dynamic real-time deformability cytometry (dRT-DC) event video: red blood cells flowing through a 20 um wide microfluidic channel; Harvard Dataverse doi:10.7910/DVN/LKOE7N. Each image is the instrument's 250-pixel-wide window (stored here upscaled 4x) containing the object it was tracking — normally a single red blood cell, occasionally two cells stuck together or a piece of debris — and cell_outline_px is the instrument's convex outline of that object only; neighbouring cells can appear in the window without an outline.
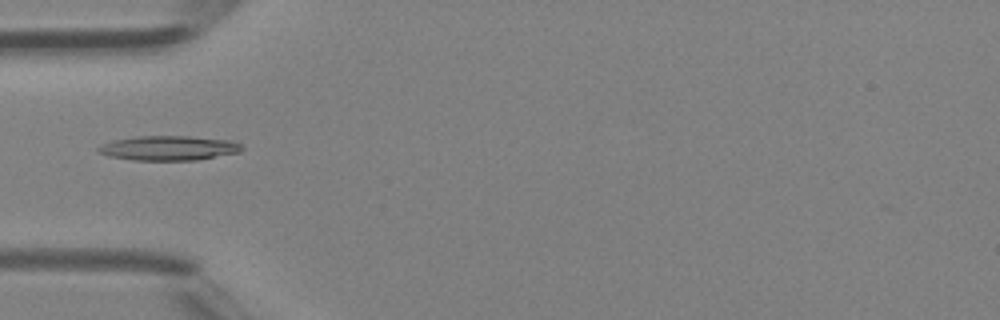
{"species": "Egyptian fruit bat (a non-hibernating species)", "species_latin": "Rousettus aegyptiacus", "temperature_condition": "room temperature", "stored_images_in_passage": 47, "camera_frame_rate_fps": 3000, "um_per_image_px": 0.085, "animal": {"sex": "female"}, "frame": {"image": 1, "passage_image": 16, "time_ms": 5.0, "image_size_px": [1000, 320], "cell_outline_px": [[244, 148], [240, 152], [196, 160], [132, 160], [108, 156], [96, 152], [96, 148], [100, 144], [112, 140], [136, 136], [188, 136], [232, 140], [240, 144]], "centroid_in_image_um": [14.29, 12.58], "position_along_channel_um": 70.7, "area_um2": 20.81}}
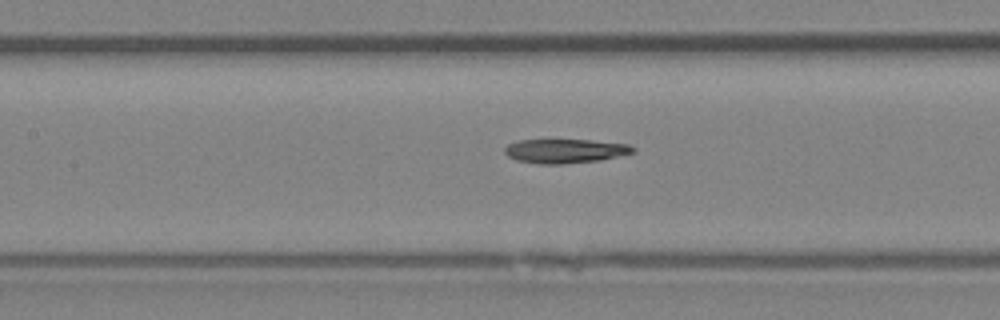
{"frame": {"image": 2, "passage_image": 22, "time_ms": 7.0, "image_size_px": [1000, 320], "cell_outline_px": [[636, 148], [632, 152], [616, 156], [596, 160], [560, 164], [540, 164], [516, 160], [508, 156], [504, 152], [504, 148], [508, 144], [516, 140], [592, 140], [628, 144]], "centroid_in_image_um": [47.97, 12.82], "position_along_channel_um": 159.4, "area_um2": 17.8}}
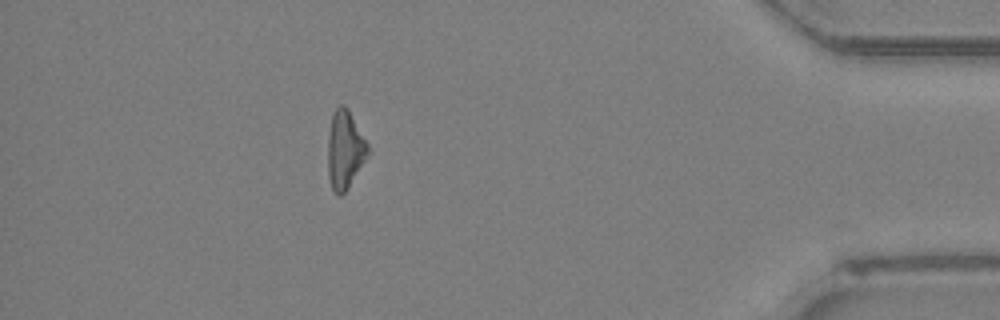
{"frame": {"image": 3, "passage_image": 42, "time_ms": 13.667, "image_size_px": [1000, 320], "cell_outline_px": [[372, 152], [344, 192], [340, 196], [332, 188], [328, 176], [328, 136], [332, 112], [340, 104], [344, 104], [348, 108], [368, 144]], "centroid_in_image_um": [29.34, 12.69], "position_along_channel_um": 405.9, "area_um2": 18.38}, "authors_computed_cell_mechanics": {"area_um2": 18.6694, "velocity_mm_per_s": 4.4467, "shape_relaxation_time_tau1_ms": 8.3488, "shape_relaxation_time_tau2_ms": null, "deformation_change_tau1": 0.1686, "deformation_change_tau2": null}}